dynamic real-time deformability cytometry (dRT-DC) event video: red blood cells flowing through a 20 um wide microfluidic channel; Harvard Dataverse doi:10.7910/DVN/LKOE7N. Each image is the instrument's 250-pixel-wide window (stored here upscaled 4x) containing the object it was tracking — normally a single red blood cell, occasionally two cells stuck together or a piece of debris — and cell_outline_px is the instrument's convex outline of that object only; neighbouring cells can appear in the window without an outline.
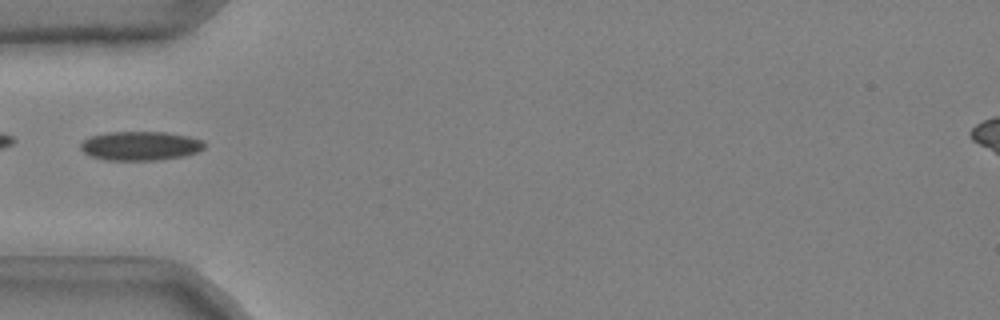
{"species": "common noctule bat (a hibernating species)", "species_latin": "Nyctalus noctula", "temperature_condition": "cold", "stored_images_in_passage": 13, "camera_frame_rate_fps": 3000, "um_per_image_px": 0.085, "animal": {"sex": "male", "body_mass_g": 20.4}, "frame": {"image": 1, "passage_image": 1, "time_ms": 0.0, "image_size_px": [1000, 320], "cell_outline_px": [[204, 148], [196, 152], [184, 156], [156, 160], [104, 160], [88, 156], [80, 148], [80, 144], [88, 136], [108, 132], [164, 132], [188, 136], [204, 140]], "centroid_in_image_um": [11.89, 12.4], "position_along_channel_um": 73.1, "area_um2": 21.1}}
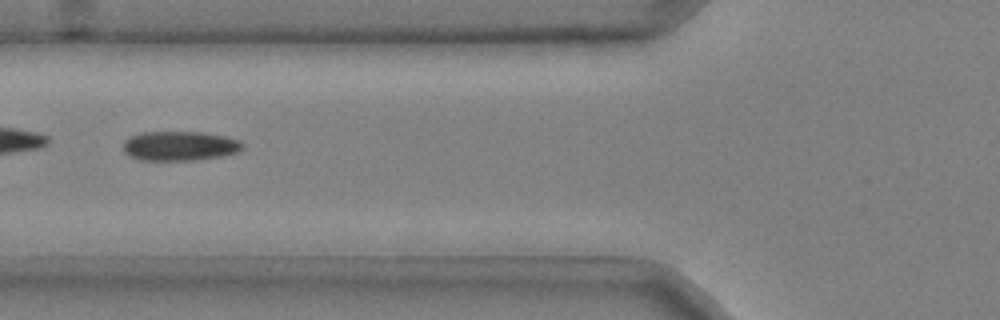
{"frame": {"image": 2, "passage_image": 4, "time_ms": 1.0, "image_size_px": [1000, 320], "cell_outline_px": [[244, 148], [236, 152], [220, 156], [196, 160], [140, 160], [128, 156], [124, 152], [124, 140], [140, 132], [204, 132], [224, 136], [240, 140], [244, 144]], "centroid_in_image_um": [15.27, 12.4], "position_along_channel_um": 110.5, "area_um2": 20.58}}